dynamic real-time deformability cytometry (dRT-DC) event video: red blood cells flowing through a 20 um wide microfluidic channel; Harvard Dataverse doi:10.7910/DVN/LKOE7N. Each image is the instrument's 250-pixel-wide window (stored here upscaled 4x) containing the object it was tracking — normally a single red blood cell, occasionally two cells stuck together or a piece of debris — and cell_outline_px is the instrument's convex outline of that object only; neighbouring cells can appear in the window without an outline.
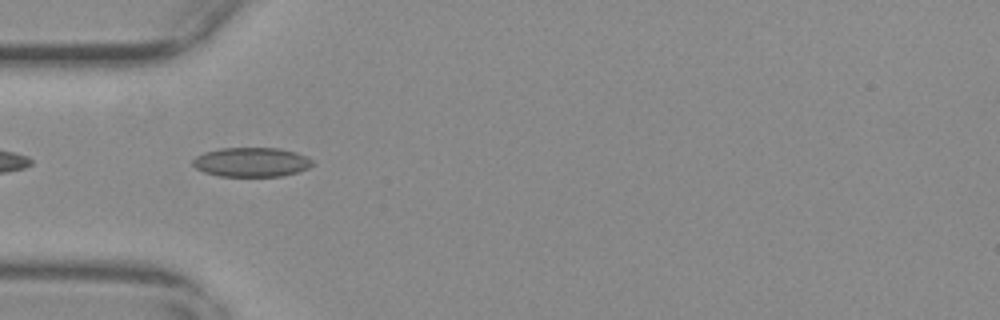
{"species": "common noctule bat (a hibernating species)", "species_latin": "Nyctalus noctula", "temperature_condition": "warm", "stored_images_in_passage": 40, "camera_frame_rate_fps": 3000, "um_per_image_px": 0.085, "animal": {"sex": "female", "body_mass_g": 29.2, "forearm_length_mm": 56.3}, "frame": {"image": 1, "passage_image": 2, "time_ms": 0.333, "image_size_px": [1000, 320], "cell_outline_px": [[316, 164], [308, 168], [296, 172], [280, 176], [220, 176], [204, 172], [196, 168], [192, 164], [192, 160], [196, 156], [204, 152], [220, 148], [280, 148], [296, 152], [308, 156]], "centroid_in_image_um": [21.39, 13.77], "position_along_channel_um": 63.6, "area_um2": 20.58}}
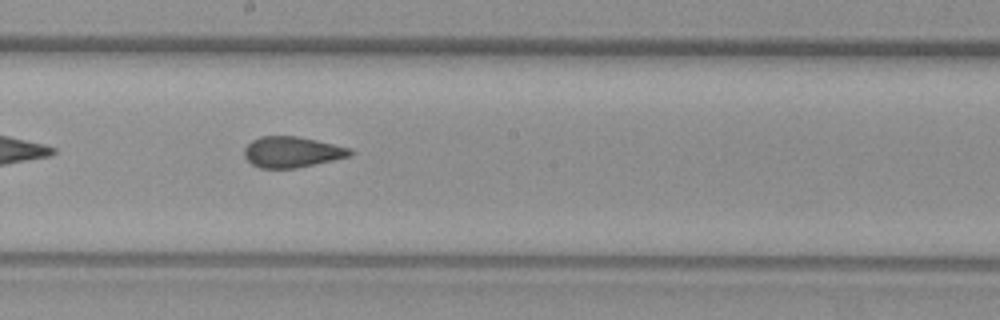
{"frame": {"image": 2, "passage_image": 15, "time_ms": 4.667, "image_size_px": [1000, 320], "cell_outline_px": [[356, 152], [352, 156], [296, 168], [260, 168], [252, 164], [244, 156], [244, 148], [252, 140], [260, 136], [296, 136], [316, 140], [352, 148]], "centroid_in_image_um": [24.85, 12.92], "position_along_channel_um": 223.3, "area_um2": 19.13}}
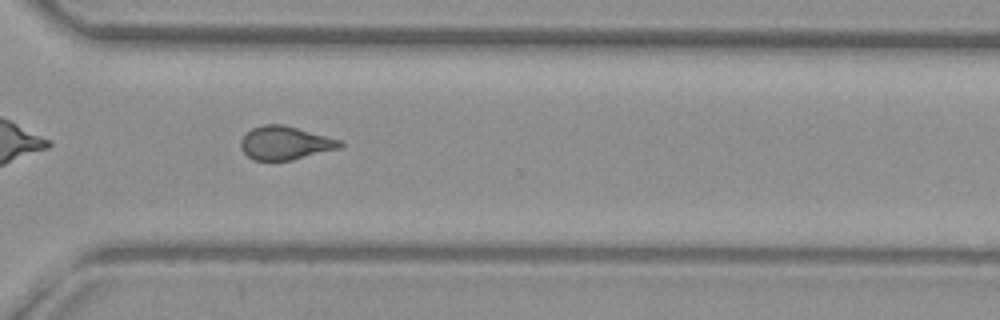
{"frame": {"image": 3, "passage_image": 25, "time_ms": 8.0, "image_size_px": [1000, 320], "cell_outline_px": [[344, 144], [340, 148], [292, 160], [252, 160], [240, 148], [240, 140], [252, 128], [264, 124], [284, 124], [340, 140]], "centroid_in_image_um": [24.22, 12.15], "position_along_channel_um": 346.4, "area_um2": 19.25}, "authors_computed_cell_mechanics": {"area_um2": 19.5942, "velocity_mm_per_s": 3.6965, "shape_relaxation_time_tau1_ms": null, "shape_relaxation_time_tau2_ms": 1.0819, "deformation_change_tau1": null, "deformation_change_tau2": 0.081}}